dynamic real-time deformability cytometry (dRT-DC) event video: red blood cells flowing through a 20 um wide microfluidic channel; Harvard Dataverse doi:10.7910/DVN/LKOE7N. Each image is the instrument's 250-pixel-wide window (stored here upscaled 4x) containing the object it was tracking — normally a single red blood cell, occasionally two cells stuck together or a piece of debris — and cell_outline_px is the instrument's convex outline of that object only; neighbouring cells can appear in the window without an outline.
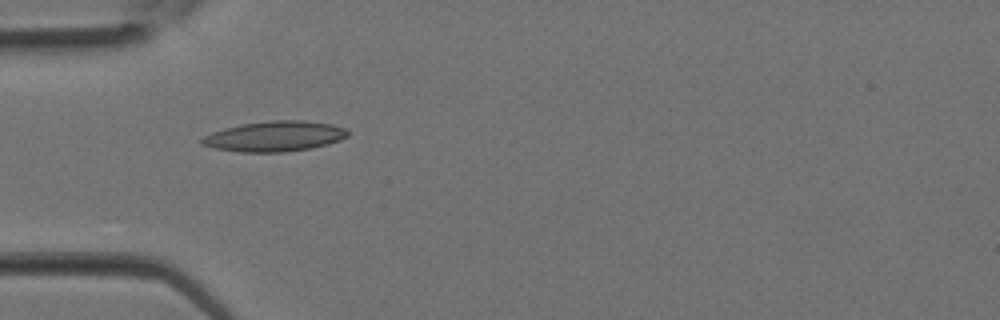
{"species": "Egyptian fruit bat (a non-hibernating species)", "species_latin": "Rousettus aegyptiacus", "temperature_condition": "room temperature", "stored_images_in_passage": 5, "camera_frame_rate_fps": 3000, "um_per_image_px": 0.085, "animal": {"sex": "female"}, "frame": {"image": 1, "passage_image": 1, "time_ms": 0.0, "image_size_px": [1000, 320], "cell_outline_px": [[348, 136], [340, 140], [328, 144], [312, 148], [284, 152], [240, 152], [216, 148], [200, 144], [200, 140], [204, 136], [212, 132], [224, 128], [244, 124], [272, 120], [304, 120], [332, 124], [348, 128]], "centroid_in_image_um": [23.38, 11.58], "position_along_channel_um": 61.6, "area_um2": 25.84}}
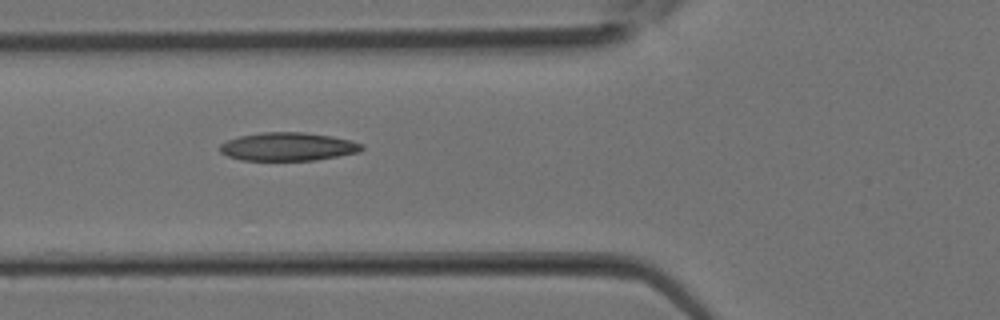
{"frame": {"image": 2, "passage_image": 3, "time_ms": 0.667, "image_size_px": [1000, 320], "cell_outline_px": [[364, 148], [360, 152], [316, 160], [240, 160], [228, 156], [220, 152], [220, 144], [228, 140], [240, 136], [260, 132], [304, 132], [332, 136], [352, 140], [364, 144]], "centroid_in_image_um": [24.51, 12.46], "position_along_channel_um": 101.3, "area_um2": 23.52}}
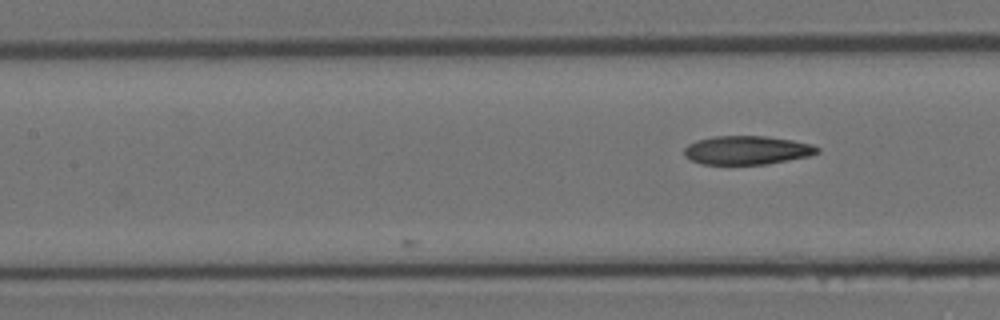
{"frame": {"image": 3, "passage_image": 5, "time_ms": 1.333, "image_size_px": [1000, 320], "cell_outline_px": [[820, 152], [812, 156], [768, 164], [700, 164], [684, 156], [684, 148], [688, 144], [696, 140], [712, 136], [768, 136], [792, 140], [812, 144], [820, 148]], "centroid_in_image_um": [63.52, 12.76], "position_along_channel_um": 143.9, "area_um2": 22.54}}